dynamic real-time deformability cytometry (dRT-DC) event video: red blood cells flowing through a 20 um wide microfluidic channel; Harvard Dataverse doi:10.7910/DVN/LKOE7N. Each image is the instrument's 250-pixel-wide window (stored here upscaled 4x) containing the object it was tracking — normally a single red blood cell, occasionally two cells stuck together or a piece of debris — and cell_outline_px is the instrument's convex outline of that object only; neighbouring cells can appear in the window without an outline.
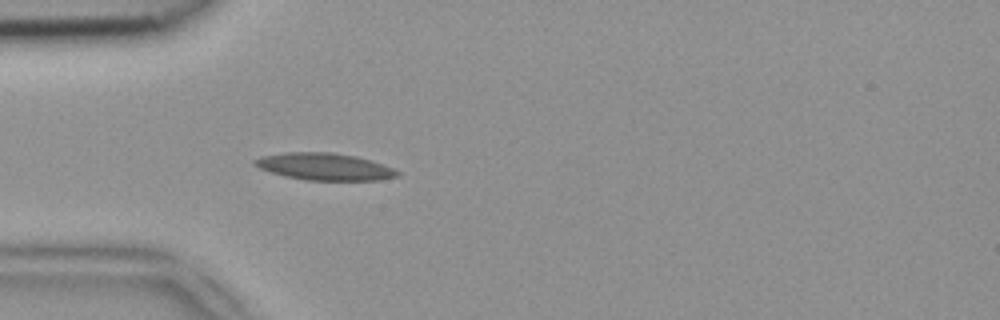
{"species": "common noctule bat (a hibernating species)", "species_latin": "Nyctalus noctula", "temperature_condition": "room temperature", "stored_images_in_passage": 30, "camera_frame_rate_fps": 3000, "um_per_image_px": 0.085, "animal": {"sex": "female", "body_mass_g": 18.4}, "frame": {"image": 1, "passage_image": 6, "time_ms": 1.667, "image_size_px": [1000, 320], "cell_outline_px": [[400, 176], [380, 180], [304, 180], [272, 172], [260, 168], [252, 164], [252, 160], [260, 156], [284, 152], [332, 152], [356, 156], [392, 168], [400, 172]], "centroid_in_image_um": [27.56, 14.16], "position_along_channel_um": 57.4, "area_um2": 22.37}}
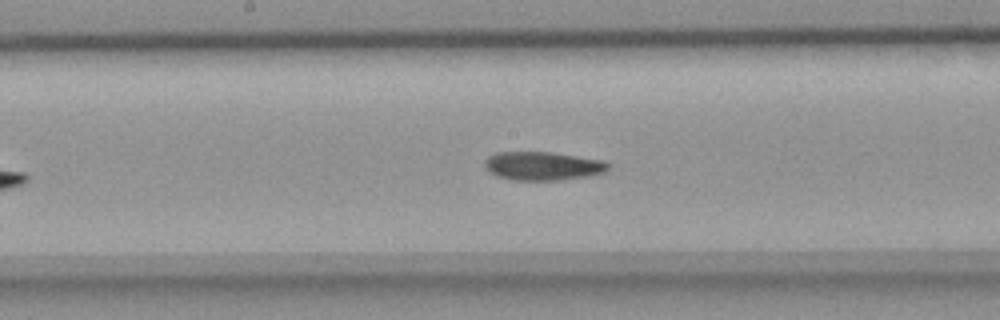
{"frame": {"image": 2, "passage_image": 17, "time_ms": 5.333, "image_size_px": [1000, 320], "cell_outline_px": [[612, 164], [604, 172], [588, 176], [560, 180], [512, 180], [496, 176], [484, 168], [484, 160], [488, 156], [496, 152], [552, 152], [604, 160]], "centroid_in_image_um": [46.12, 14.1], "position_along_channel_um": 202.1, "area_um2": 20.81}}
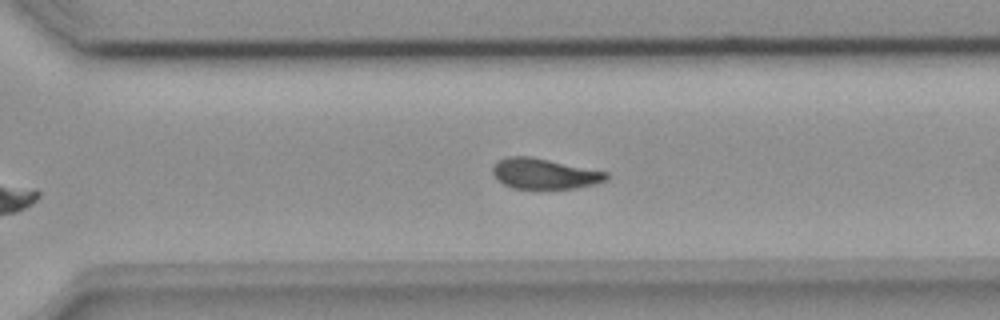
{"frame": {"image": 3, "passage_image": 26, "time_ms": 8.333, "image_size_px": [1000, 320], "cell_outline_px": [[608, 180], [576, 188], [512, 188], [496, 180], [492, 172], [492, 168], [496, 160], [508, 156], [532, 156], [608, 172]], "centroid_in_image_um": [46.23, 14.75], "position_along_channel_um": 324.4, "area_um2": 20.29}}